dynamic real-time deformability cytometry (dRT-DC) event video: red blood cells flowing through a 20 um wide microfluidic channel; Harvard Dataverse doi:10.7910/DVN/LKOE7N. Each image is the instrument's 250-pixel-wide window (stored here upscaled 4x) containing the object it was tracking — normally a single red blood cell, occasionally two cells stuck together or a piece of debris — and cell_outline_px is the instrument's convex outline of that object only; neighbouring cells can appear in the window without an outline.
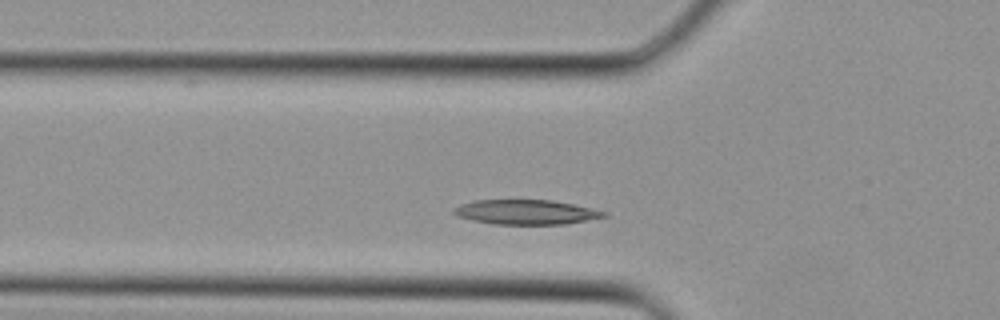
{"species": "Egyptian fruit bat (a non-hibernating species)", "species_latin": "Rousettus aegyptiacus", "temperature_condition": "cold", "stored_images_in_passage": 3, "camera_frame_rate_fps": 3000, "um_per_image_px": 0.085, "animal": {"sex": "female"}, "frame": {"image": 1, "passage_image": 3, "time_ms": 0.667, "image_size_px": [1000, 320], "cell_outline_px": [[608, 216], [564, 224], [492, 224], [472, 220], [456, 216], [452, 212], [452, 208], [460, 204], [476, 200], [552, 200], [572, 204], [608, 212]], "centroid_in_image_um": [44.66, 18.03], "position_along_channel_um": 81.1, "area_um2": 21.56}}